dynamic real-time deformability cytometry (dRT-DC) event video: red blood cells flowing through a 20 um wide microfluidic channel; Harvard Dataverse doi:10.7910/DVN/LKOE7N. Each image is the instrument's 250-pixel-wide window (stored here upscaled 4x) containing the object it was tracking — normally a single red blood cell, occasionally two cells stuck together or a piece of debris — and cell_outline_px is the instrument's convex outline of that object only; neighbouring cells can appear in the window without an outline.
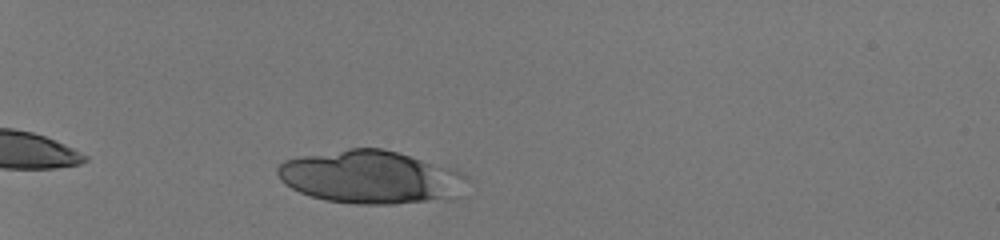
{"species": "human", "species_latin": "Homo sapiens", "temperature_condition": "room temperature", "stored_images_in_passage": 36, "camera_frame_rate_fps": 3000, "um_per_image_px": 0.085, "donor": {"sex": "male"}, "frame": {"image": 1, "passage_image": 4, "time_ms": 1.0, "image_size_px": [1000, 240], "cell_outline_px": [[440, 196], [424, 200], [396, 204], [356, 204], [324, 200], [300, 192], [284, 184], [280, 180], [276, 172], [276, 168], [284, 160], [300, 156], [348, 148], [380, 148], [396, 152], [420, 160], [440, 168]], "centroid_in_image_um": [30.75, 15.01], "position_along_channel_um": 54.2, "area_um2": 52.71}}